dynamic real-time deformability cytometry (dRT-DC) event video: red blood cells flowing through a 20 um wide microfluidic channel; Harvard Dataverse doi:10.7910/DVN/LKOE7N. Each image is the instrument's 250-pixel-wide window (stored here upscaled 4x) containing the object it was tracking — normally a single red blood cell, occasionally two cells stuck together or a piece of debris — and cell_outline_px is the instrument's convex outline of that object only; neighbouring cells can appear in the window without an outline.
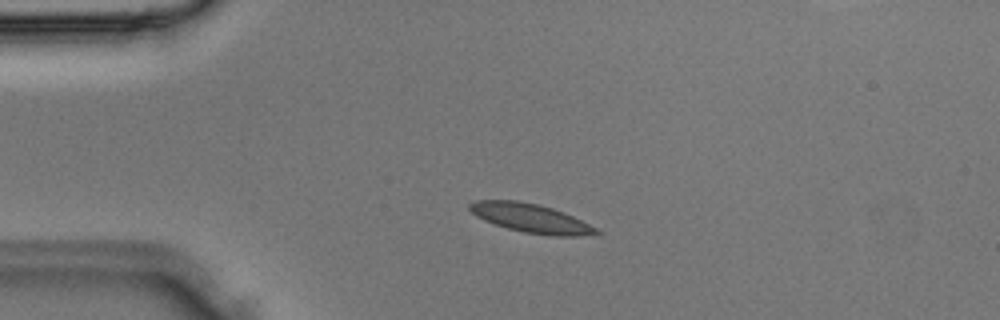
{"species": "Egyptian fruit bat (a non-hibernating species)", "species_latin": "Rousettus aegyptiacus", "temperature_condition": "room temperature", "stored_images_in_passage": 3, "camera_frame_rate_fps": 3000, "um_per_image_px": 0.085, "animal": {"sex": "male"}, "frame": {"image": 1, "passage_image": 2, "time_ms": 0.333, "image_size_px": [1000, 320], "cell_outline_px": [[600, 232], [580, 236], [552, 236], [524, 232], [508, 228], [484, 220], [476, 216], [468, 208], [468, 204], [476, 200], [516, 200], [536, 204], [552, 208], [572, 216], [596, 228]], "centroid_in_image_um": [45.07, 18.54], "position_along_channel_um": 39.9, "area_um2": 20.92}}